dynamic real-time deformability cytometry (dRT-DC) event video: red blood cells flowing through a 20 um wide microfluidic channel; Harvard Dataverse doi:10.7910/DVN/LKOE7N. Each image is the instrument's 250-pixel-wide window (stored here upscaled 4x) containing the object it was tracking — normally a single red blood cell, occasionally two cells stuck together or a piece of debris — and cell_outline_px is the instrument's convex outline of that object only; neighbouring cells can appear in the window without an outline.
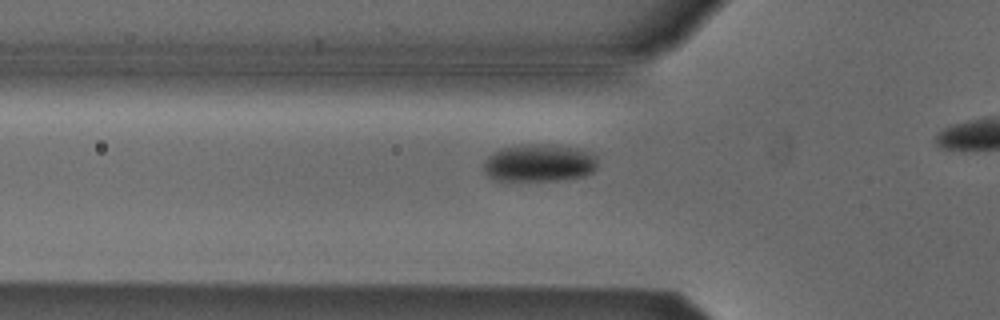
{"species": "Egyptian fruit bat (a non-hibernating species)", "species_latin": "Rousettus aegyptiacus", "temperature_condition": "cold", "stored_images_in_passage": 39, "camera_frame_rate_fps": 3000, "um_per_image_px": 0.085, "animal": {"sex": "male"}, "frame": {"image": 1, "passage_image": 14, "time_ms": 4.333, "image_size_px": [1000, 320], "cell_outline_px": [[596, 168], [592, 172], [584, 176], [564, 180], [496, 180], [488, 176], [484, 172], [484, 160], [488, 156], [500, 148], [524, 144], [548, 144], [580, 148], [592, 152], [596, 156]], "centroid_in_image_um": [45.85, 13.84], "position_along_channel_um": 80.0, "area_um2": 25.2}}
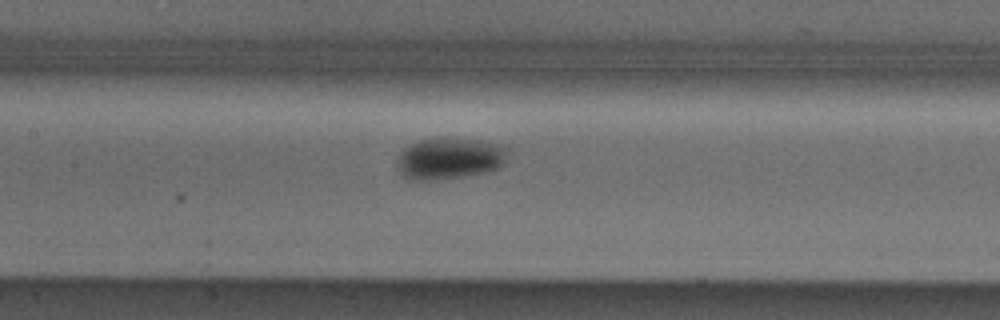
{"frame": {"image": 2, "passage_image": 21, "time_ms": 6.667, "image_size_px": [1000, 320], "cell_outline_px": [[504, 160], [496, 168], [488, 172], [460, 176], [428, 180], [412, 180], [404, 176], [396, 168], [396, 160], [400, 152], [404, 148], [420, 140], [440, 136], [456, 136], [504, 144]], "centroid_in_image_um": [38.15, 13.42], "position_along_channel_um": 169.3, "area_um2": 26.99}}
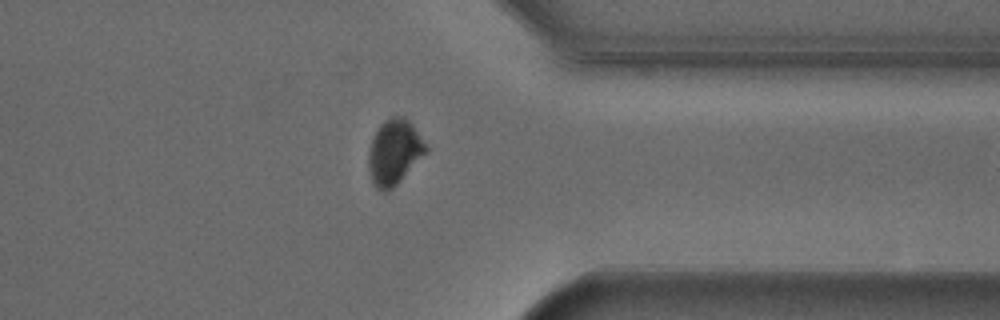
{"frame": {"image": 3, "passage_image": 38, "time_ms": 12.333, "image_size_px": [1000, 320], "cell_outline_px": [[428, 152], [388, 192], [380, 192], [372, 184], [368, 168], [368, 152], [372, 136], [380, 124], [384, 120], [392, 116], [404, 116], [408, 120], [428, 148]], "centroid_in_image_um": [33.47, 12.95], "position_along_channel_um": 377.9, "area_um2": 21.91}}